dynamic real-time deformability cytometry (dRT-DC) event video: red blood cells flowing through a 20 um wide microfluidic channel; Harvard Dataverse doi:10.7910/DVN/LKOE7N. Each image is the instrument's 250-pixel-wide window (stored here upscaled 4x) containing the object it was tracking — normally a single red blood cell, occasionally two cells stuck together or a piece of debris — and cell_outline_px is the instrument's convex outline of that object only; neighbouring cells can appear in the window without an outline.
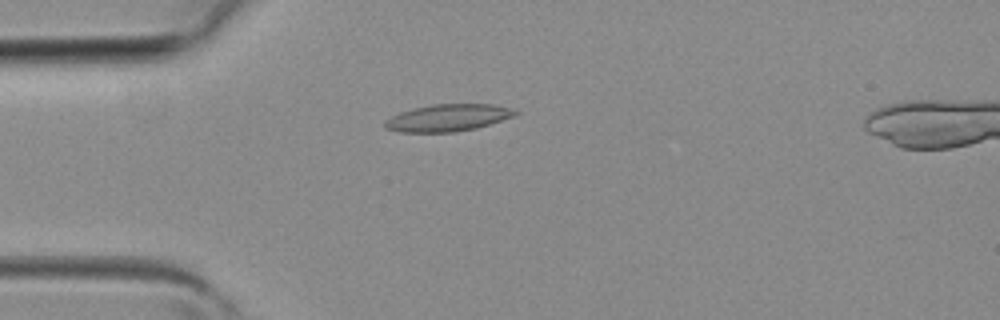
{"species": "common noctule bat (a hibernating species)", "species_latin": "Nyctalus noctula", "temperature_condition": "room temperature", "stored_images_in_passage": 4, "camera_frame_rate_fps": 3000, "um_per_image_px": 0.085, "animal": {"sex": "female", "body_mass_g": 19.3, "forearm_length_mm": 54.1}, "frame": {"image": 1, "passage_image": 3, "time_ms": 0.667, "image_size_px": [1000, 320], "cell_outline_px": [[520, 112], [516, 116], [476, 128], [456, 132], [400, 132], [384, 128], [384, 120], [400, 112], [432, 104], [492, 104], [512, 108]], "centroid_in_image_um": [38.1, 10.01], "position_along_channel_um": 46.9, "area_um2": 20.63}}